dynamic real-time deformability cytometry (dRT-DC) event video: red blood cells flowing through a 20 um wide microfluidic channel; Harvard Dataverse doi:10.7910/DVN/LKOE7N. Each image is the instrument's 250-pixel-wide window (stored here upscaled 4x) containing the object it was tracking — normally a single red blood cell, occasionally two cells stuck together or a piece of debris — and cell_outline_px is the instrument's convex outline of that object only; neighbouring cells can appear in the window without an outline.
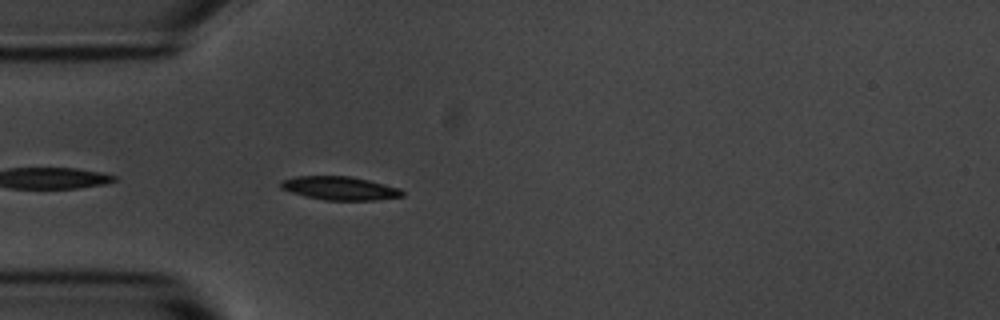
{"species": "common noctule bat (a hibernating species)", "species_latin": "Nyctalus noctula", "temperature_condition": "room temperature", "stored_images_in_passage": 42, "camera_frame_rate_fps": 3000, "um_per_image_px": 0.085, "animal": {"sex": "male", "body_mass_g": 20.1, "forearm_length_mm": 53.5}, "frame": {"image": 1, "passage_image": 3, "time_ms": 0.667, "image_size_px": [1000, 320], "cell_outline_px": [[404, 196], [376, 200], [324, 200], [292, 192], [280, 188], [280, 180], [296, 176], [352, 176], [400, 188], [404, 192]], "centroid_in_image_um": [28.89, 15.99], "position_along_channel_um": 56.1, "area_um2": 16.59}}
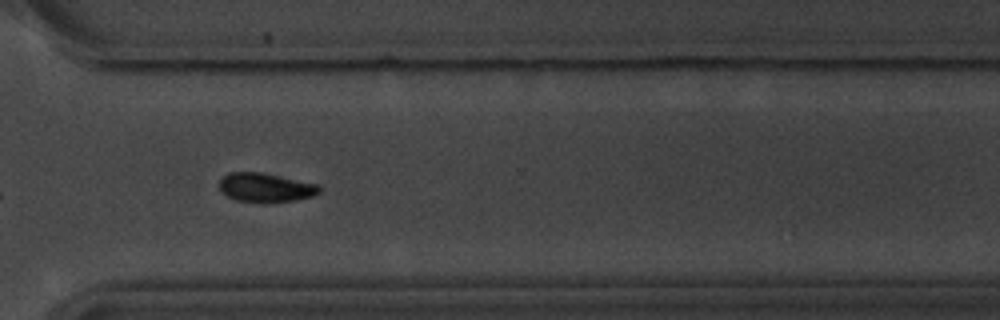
{"frame": {"image": 2, "passage_image": 27, "time_ms": 8.667, "image_size_px": [1000, 320], "cell_outline_px": [[320, 192], [312, 196], [296, 200], [236, 200], [228, 196], [220, 188], [220, 180], [228, 172], [260, 172], [320, 184]], "centroid_in_image_um": [22.61, 15.89], "position_along_channel_um": 348.0, "area_um2": 16.24}}
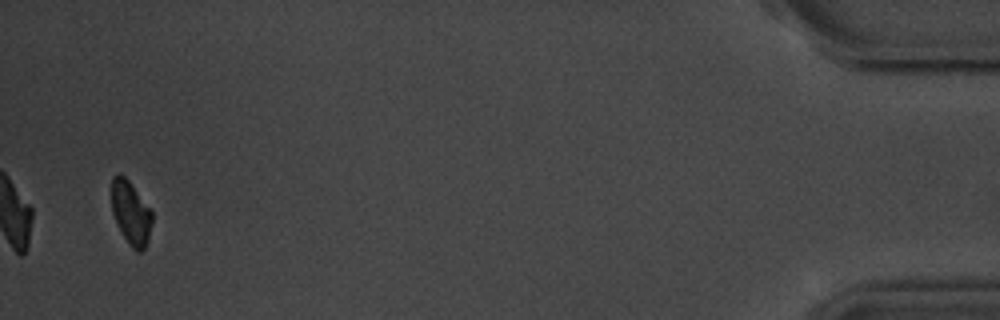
{"frame": {"image": 3, "passage_image": 40, "time_ms": 13.0, "image_size_px": [1000, 320], "cell_outline_px": [[152, 220], [148, 240], [144, 248], [140, 252], [136, 252], [132, 248], [124, 236], [112, 212], [112, 176], [124, 176], [128, 180], [152, 212]], "centroid_in_image_um": [11.13, 18.12], "position_along_channel_um": 424.1, "area_um2": 14.45}, "authors_computed_cell_mechanics": {"area_um2": 16.5597, "velocity_mm_per_s": 3.7048, "shape_relaxation_time_tau1_ms": 2.7223, "shape_relaxation_time_tau2_ms": 9.75, "deformation_change_tau1": 0.1068, "deformation_change_tau2": 0.1357}}